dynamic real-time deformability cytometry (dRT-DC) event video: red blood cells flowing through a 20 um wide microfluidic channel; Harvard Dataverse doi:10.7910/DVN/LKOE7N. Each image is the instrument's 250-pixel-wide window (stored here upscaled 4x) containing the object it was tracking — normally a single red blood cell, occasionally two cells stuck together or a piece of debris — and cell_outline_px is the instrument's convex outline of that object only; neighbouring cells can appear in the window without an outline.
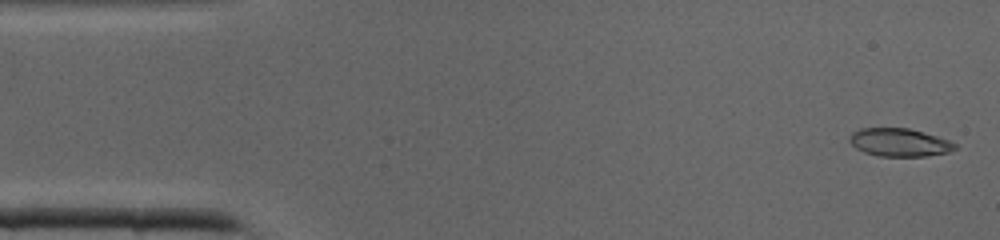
{"species": "common noctule bat (a hibernating species)", "species_latin": "Nyctalus noctula", "temperature_condition": "cold", "stored_images_in_passage": 40, "camera_frame_rate_fps": 3000, "um_per_image_px": 0.085, "animal": {"sex": "male", "body_mass_g": 19.0, "forearm_length_mm": 50.8}, "frame": {"image": 1, "passage_image": 1, "time_ms": 0.0, "image_size_px": [1000, 240], "cell_outline_px": [[956, 148], [948, 152], [924, 156], [876, 156], [864, 152], [856, 148], [848, 140], [848, 136], [852, 132], [860, 128], [908, 128], [936, 136], [948, 140], [956, 144]], "centroid_in_image_um": [76.39, 12.1], "position_along_channel_um": 8.6, "area_um2": 17.17}}
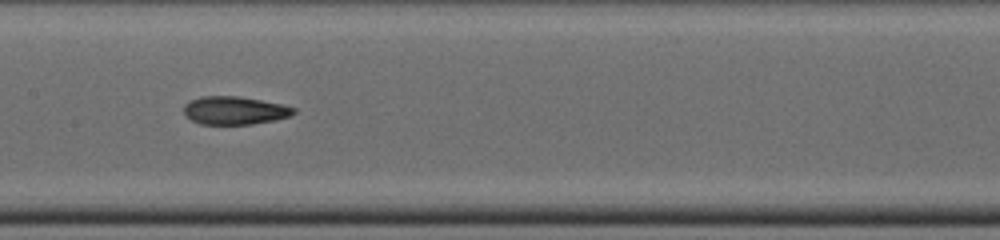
{"frame": {"image": 2, "passage_image": 19, "time_ms": 6.0, "image_size_px": [1000, 240], "cell_outline_px": [[296, 112], [288, 116], [276, 120], [252, 124], [200, 124], [184, 116], [184, 104], [188, 100], [200, 96], [240, 96], [280, 104], [296, 108]], "centroid_in_image_um": [19.89, 9.38], "position_along_channel_um": 187.5, "area_um2": 18.09}}
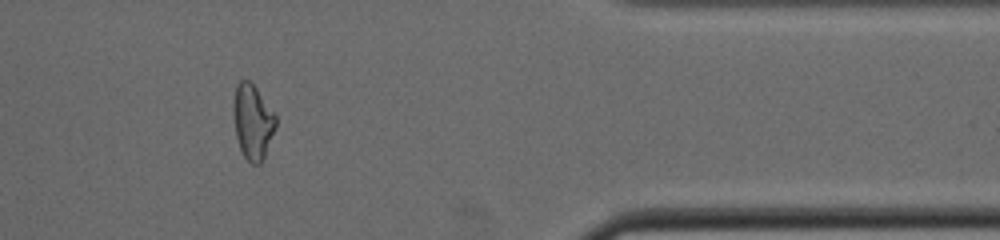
{"frame": {"image": 3, "passage_image": 33, "time_ms": 10.667, "image_size_px": [1000, 240], "cell_outline_px": [[276, 128], [264, 156], [260, 164], [252, 164], [244, 156], [240, 148], [236, 136], [232, 108], [236, 88], [240, 80], [248, 80], [256, 88], [276, 116]], "centroid_in_image_um": [21.47, 10.36], "position_along_channel_um": 389.9, "area_um2": 18.21}}